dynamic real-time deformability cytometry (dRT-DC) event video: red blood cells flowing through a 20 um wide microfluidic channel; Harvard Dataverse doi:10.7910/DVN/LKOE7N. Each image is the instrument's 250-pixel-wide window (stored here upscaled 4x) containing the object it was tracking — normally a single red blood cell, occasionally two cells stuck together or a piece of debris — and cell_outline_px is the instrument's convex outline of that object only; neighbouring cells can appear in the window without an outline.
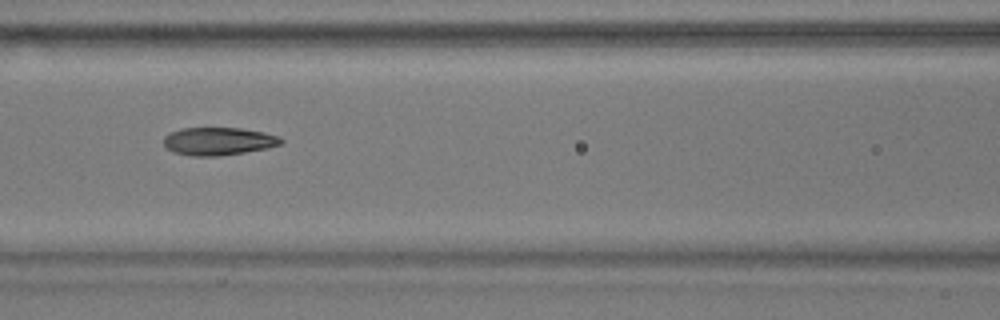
{"species": "common noctule bat (a hibernating species)", "species_latin": "Nyctalus noctula", "temperature_condition": "warm", "stored_images_in_passage": 56, "camera_frame_rate_fps": 3000, "um_per_image_px": 0.085, "animal": {"sex": "male", "body_mass_g": 17.9}, "frame": {"image": 1, "passage_image": 24, "time_ms": 7.667, "image_size_px": [1000, 320], "cell_outline_px": [[284, 140], [280, 144], [268, 148], [244, 152], [216, 156], [192, 156], [172, 152], [164, 144], [164, 136], [180, 128], [240, 128], [264, 132], [280, 136]], "centroid_in_image_um": [18.58, 12.0], "position_along_channel_um": 148.0, "area_um2": 19.02}}
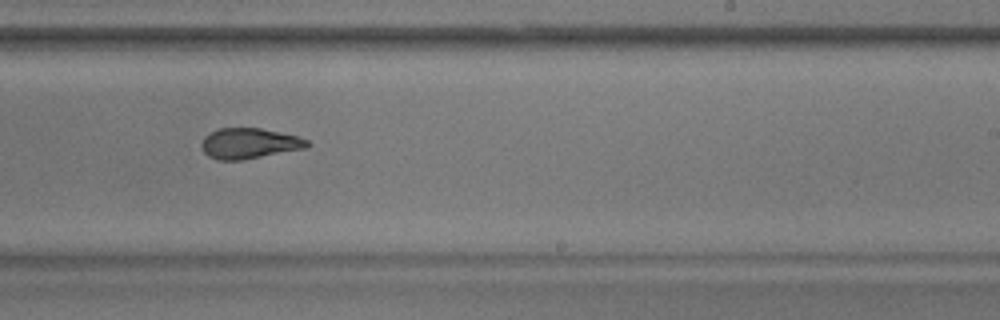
{"frame": {"image": 2, "passage_image": 34, "time_ms": 11.0, "image_size_px": [1000, 320], "cell_outline_px": [[308, 144], [304, 148], [244, 160], [216, 160], [208, 156], [204, 152], [200, 144], [204, 136], [208, 132], [220, 128], [260, 128], [296, 136], [308, 140]], "centroid_in_image_um": [21.1, 12.19], "position_along_channel_um": 267.9, "area_um2": 18.73}}
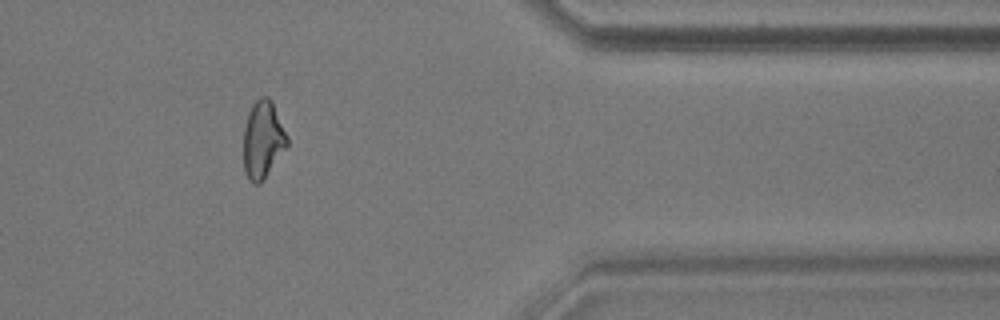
{"frame": {"image": 3, "passage_image": 46, "time_ms": 15.0, "image_size_px": [1000, 320], "cell_outline_px": [[288, 144], [260, 184], [252, 184], [248, 180], [244, 172], [244, 128], [248, 112], [252, 104], [260, 96], [268, 96], [272, 100], [288, 136]], "centroid_in_image_um": [22.33, 11.85], "position_along_channel_um": 389.1, "area_um2": 19.77}, "authors_computed_cell_mechanics": {"area_um2": 19.4208, "velocity_mm_per_s": 3.6013, "shape_relaxation_time_tau1_ms": 6.7874, "shape_relaxation_time_tau2_ms": 1.6451, "deformation_change_tau1": 0.2143, "deformation_change_tau2": 0.0872}}